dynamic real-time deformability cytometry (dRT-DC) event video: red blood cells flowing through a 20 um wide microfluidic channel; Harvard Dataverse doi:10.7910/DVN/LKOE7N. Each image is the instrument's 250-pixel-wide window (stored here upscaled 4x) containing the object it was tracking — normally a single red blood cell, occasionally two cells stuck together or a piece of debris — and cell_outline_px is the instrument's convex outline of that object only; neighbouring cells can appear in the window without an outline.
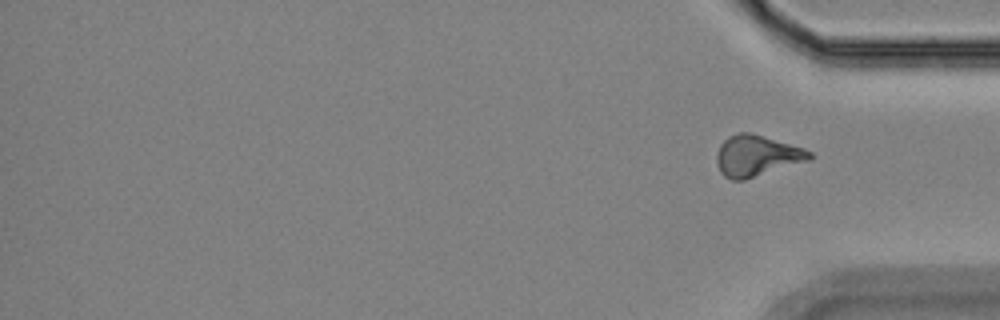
{"species": "Egyptian fruit bat (a non-hibernating species)", "species_latin": "Rousettus aegyptiacus", "temperature_condition": "room temperature", "stored_images_in_passage": 17, "segment_of_instrument_passage": [2, 2], "camera_frame_rate_fps": 3000, "um_per_image_px": 0.085, "animal": {"sex": "female"}, "frame": {"image": 1, "passage_image": 17, "time_ms": 18.333, "image_size_px": [1000, 320], "cell_outline_px": [[812, 156], [808, 160], [744, 180], [732, 180], [724, 176], [720, 172], [716, 164], [716, 152], [720, 144], [728, 136], [740, 132], [748, 132], [804, 148], [812, 152]], "centroid_in_image_um": [64.26, 13.24], "position_along_channel_um": 370.9, "area_um2": 22.02}}